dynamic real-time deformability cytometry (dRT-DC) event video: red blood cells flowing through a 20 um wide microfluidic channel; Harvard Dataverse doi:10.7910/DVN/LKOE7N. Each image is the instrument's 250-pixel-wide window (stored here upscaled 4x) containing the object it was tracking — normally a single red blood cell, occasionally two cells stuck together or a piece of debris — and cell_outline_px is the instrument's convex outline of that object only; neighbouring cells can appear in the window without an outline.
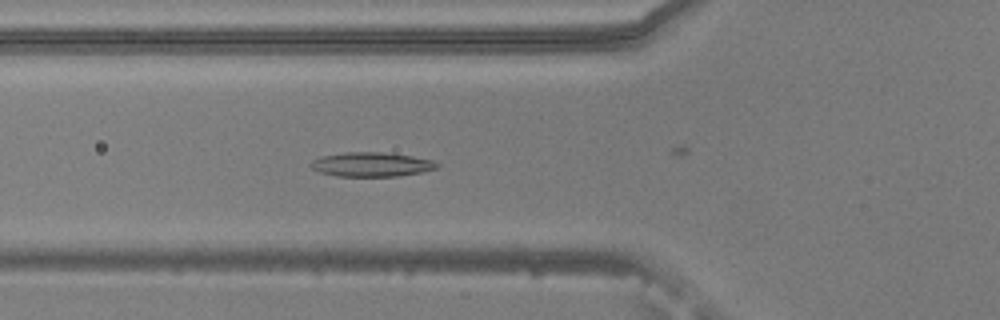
{"species": "common noctule bat (a hibernating species)", "species_latin": "Nyctalus noctula", "temperature_condition": "warm", "stored_images_in_passage": 46, "camera_frame_rate_fps": 3000, "um_per_image_px": 0.085, "animal": {"sex": "male", "body_mass_g": 20.5, "forearm_length_mm": 52.5}, "frame": {"image": 1, "passage_image": 22, "time_ms": 7.0, "image_size_px": [1000, 320], "cell_outline_px": [[440, 168], [420, 172], [396, 176], [336, 176], [320, 172], [312, 168], [308, 164], [312, 160], [320, 156], [344, 152], [384, 152], [412, 156], [432, 160], [440, 164]], "centroid_in_image_um": [31.56, 13.97], "position_along_channel_um": 94.2, "area_um2": 17.98}}
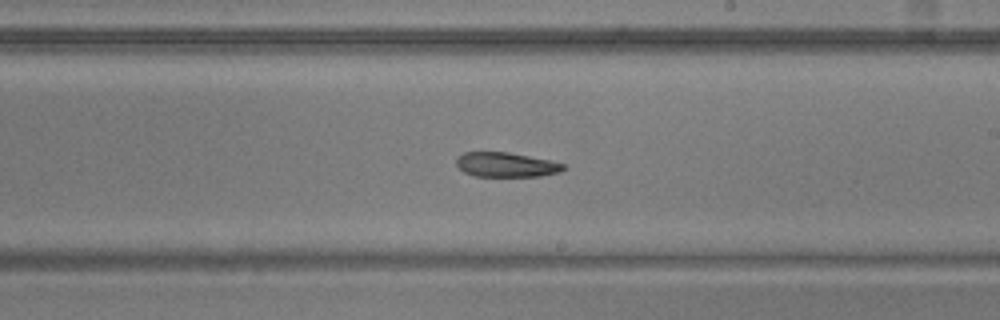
{"frame": {"image": 2, "passage_image": 34, "time_ms": 11.0, "image_size_px": [1000, 320], "cell_outline_px": [[568, 168], [560, 172], [540, 176], [476, 176], [464, 172], [456, 164], [456, 156], [464, 152], [508, 152], [548, 160], [564, 164]], "centroid_in_image_um": [43.01, 14.0], "position_along_channel_um": 246.0, "area_um2": 15.32}}
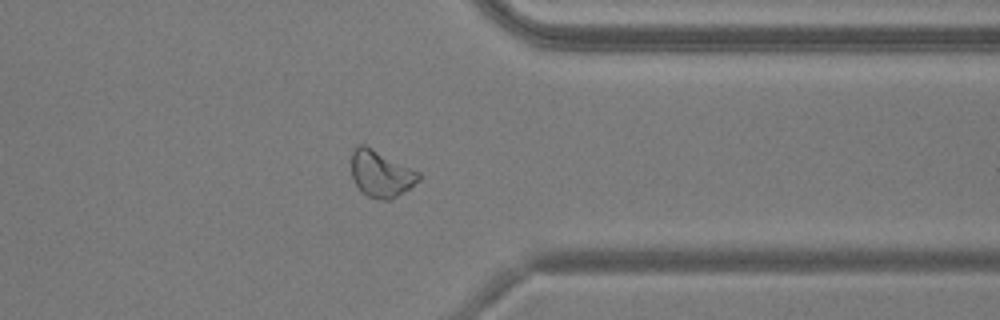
{"frame": {"image": 3, "passage_image": 45, "time_ms": 14.667, "image_size_px": [1000, 320], "cell_outline_px": [[420, 180], [396, 196], [388, 200], [380, 200], [368, 196], [352, 180], [352, 148], [356, 144], [364, 144], [420, 172]], "centroid_in_image_um": [32.36, 14.74], "position_along_channel_um": 379.0, "area_um2": 18.03}}